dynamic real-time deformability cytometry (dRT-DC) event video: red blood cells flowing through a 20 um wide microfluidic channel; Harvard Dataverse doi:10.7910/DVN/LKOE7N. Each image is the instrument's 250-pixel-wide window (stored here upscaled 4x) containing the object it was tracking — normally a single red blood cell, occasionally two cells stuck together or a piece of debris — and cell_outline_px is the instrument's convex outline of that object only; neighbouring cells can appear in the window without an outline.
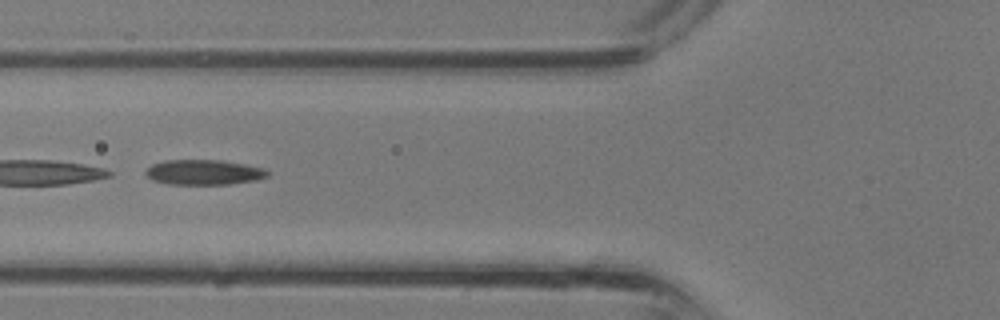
{"species": "common noctule bat (a hibernating species)", "species_latin": "Nyctalus noctula", "temperature_condition": "room temperature", "stored_images_in_passage": 26, "camera_frame_rate_fps": 3000, "um_per_image_px": 0.085, "animal": {"sex": "male", "body_mass_g": 13.3}, "frame": {"image": 1, "passage_image": 5, "time_ms": 1.333, "image_size_px": [1000, 320], "cell_outline_px": [[268, 176], [252, 180], [228, 184], [168, 184], [152, 180], [144, 172], [152, 164], [164, 160], [220, 160], [244, 164], [264, 168], [268, 172]], "centroid_in_image_um": [17.28, 14.63], "position_along_channel_um": 108.5, "area_um2": 17.63}}